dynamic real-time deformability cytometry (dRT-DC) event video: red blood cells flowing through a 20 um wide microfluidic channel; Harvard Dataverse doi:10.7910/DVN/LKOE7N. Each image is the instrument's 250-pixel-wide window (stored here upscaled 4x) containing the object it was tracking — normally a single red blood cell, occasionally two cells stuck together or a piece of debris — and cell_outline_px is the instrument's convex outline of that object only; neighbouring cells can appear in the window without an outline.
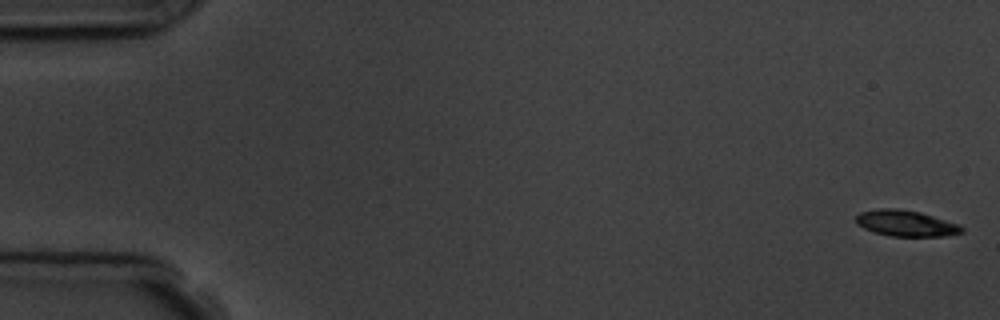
{"species": "common noctule bat (a hibernating species)", "species_latin": "Nyctalus noctula", "temperature_condition": "room temperature", "stored_images_in_passage": 8, "camera_frame_rate_fps": 3000, "um_per_image_px": 0.085, "animal": {"sex": "male", "body_mass_g": 19.5, "forearm_length_mm": 54.6}, "frame": {"image": 1, "passage_image": 1, "time_ms": 0.0, "image_size_px": [1000, 320], "cell_outline_px": [[964, 232], [944, 236], [892, 236], [872, 232], [856, 224], [856, 216], [860, 212], [880, 208], [900, 208], [920, 212], [960, 224], [964, 228]], "centroid_in_image_um": [77.01, 18.97], "position_along_channel_um": 8.0, "area_um2": 16.18}}
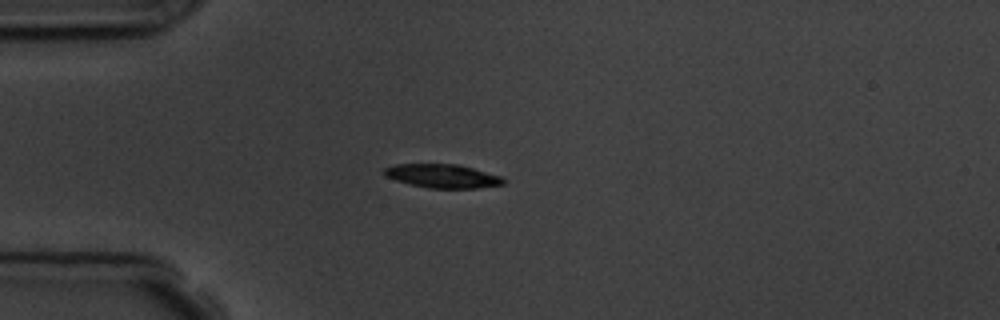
{"frame": {"image": 2, "passage_image": 5, "time_ms": 4.667, "image_size_px": [1000, 320], "cell_outline_px": [[504, 184], [476, 188], [428, 188], [408, 184], [384, 176], [380, 172], [384, 168], [396, 164], [456, 164], [472, 168], [500, 176], [504, 180]], "centroid_in_image_um": [37.53, 14.96], "position_along_channel_um": 47.5, "area_um2": 16.42}}